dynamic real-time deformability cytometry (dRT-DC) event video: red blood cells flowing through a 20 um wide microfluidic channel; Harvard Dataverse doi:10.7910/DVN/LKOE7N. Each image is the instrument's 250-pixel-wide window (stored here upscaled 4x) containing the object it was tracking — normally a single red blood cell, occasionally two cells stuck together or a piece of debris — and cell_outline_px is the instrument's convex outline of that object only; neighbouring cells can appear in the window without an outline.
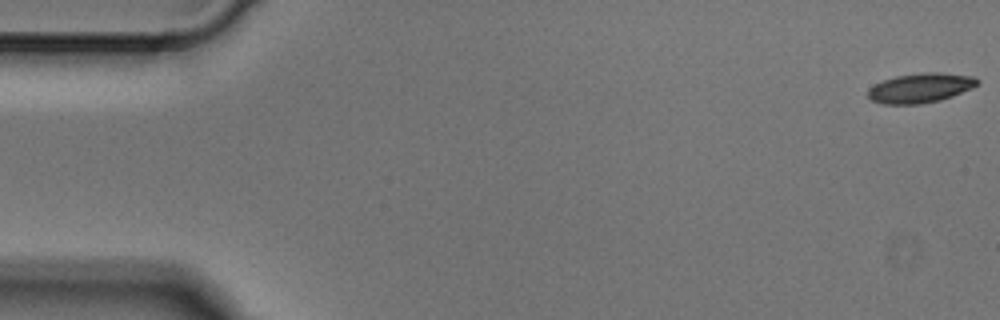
{"species": "Egyptian fruit bat (a non-hibernating species)", "species_latin": "Rousettus aegyptiacus", "temperature_condition": "cold", "stored_images_in_passage": 8, "camera_frame_rate_fps": 3000, "um_per_image_px": 0.085, "animal": {"sex": "male"}, "frame": {"image": 1, "passage_image": 1, "time_ms": 0.0, "image_size_px": [1000, 320], "cell_outline_px": [[980, 80], [972, 88], [952, 96], [940, 100], [920, 104], [884, 104], [872, 100], [868, 96], [868, 88], [884, 80], [896, 76], [924, 72], [936, 72], [972, 76]], "centroid_in_image_um": [78.23, 7.47], "position_along_channel_um": 6.8, "area_um2": 18.67}}
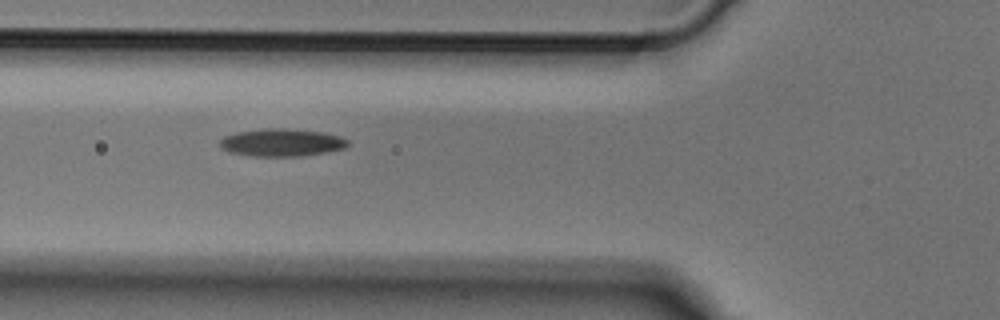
{"frame": {"image": 2, "passage_image": 5, "time_ms": 1.333, "image_size_px": [1000, 320], "cell_outline_px": [[348, 144], [344, 148], [328, 152], [300, 156], [252, 156], [228, 152], [220, 148], [220, 140], [224, 136], [236, 132], [264, 128], [288, 128], [320, 132], [340, 136], [348, 140]], "centroid_in_image_um": [23.91, 12.11], "position_along_channel_um": 101.9, "area_um2": 20.69}}
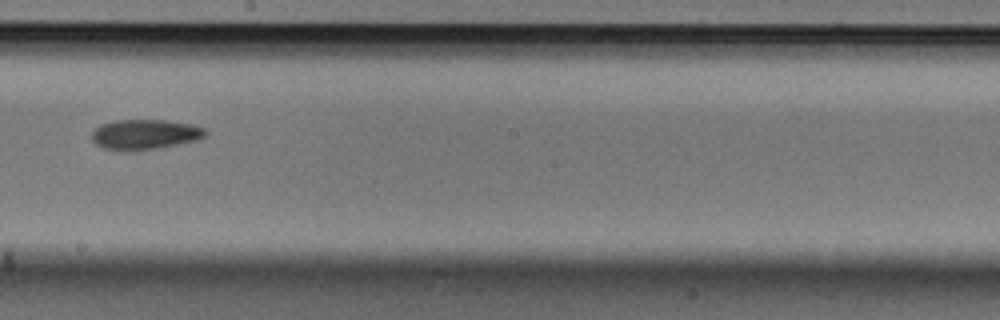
{"frame": {"image": 3, "passage_image": 8, "time_ms": 2.333, "image_size_px": [1000, 320], "cell_outline_px": [[208, 132], [204, 136], [196, 140], [156, 148], [104, 148], [96, 144], [92, 140], [92, 132], [100, 124], [116, 120], [164, 120], [192, 124], [204, 128]], "centroid_in_image_um": [12.34, 11.37], "position_along_channel_um": 235.9, "area_um2": 19.13}}